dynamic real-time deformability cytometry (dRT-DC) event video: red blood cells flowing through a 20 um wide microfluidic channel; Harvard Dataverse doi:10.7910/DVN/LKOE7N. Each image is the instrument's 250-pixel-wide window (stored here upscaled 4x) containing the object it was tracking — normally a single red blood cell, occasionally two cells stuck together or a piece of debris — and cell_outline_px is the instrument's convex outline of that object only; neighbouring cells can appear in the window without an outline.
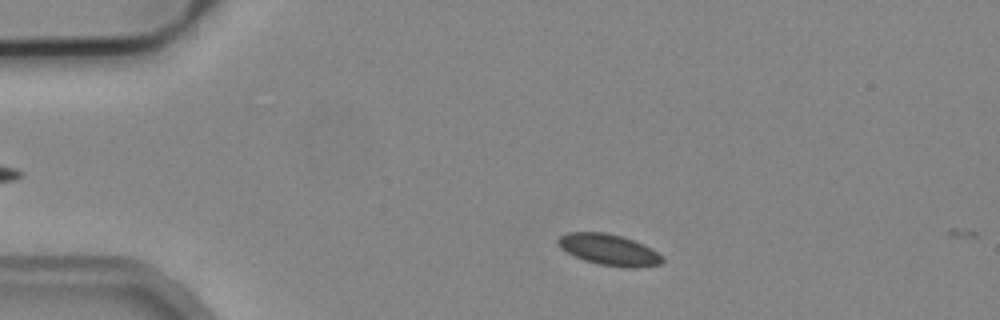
{"species": "common noctule bat (a hibernating species)", "species_latin": "Nyctalus noctula", "temperature_condition": "cold", "stored_images_in_passage": 8, "camera_frame_rate_fps": 3000, "um_per_image_px": 0.085, "animal": {"sex": "male", "body_mass_g": 19.2, "forearm_length_mm": 51.8}, "frame": {"image": 1, "passage_image": 6, "time_ms": 1.667, "image_size_px": [1000, 320], "cell_outline_px": [[664, 260], [660, 264], [636, 268], [628, 268], [600, 264], [584, 260], [560, 248], [556, 240], [560, 236], [568, 232], [604, 232], [624, 236], [644, 244], [652, 248], [664, 256]], "centroid_in_image_um": [51.81, 21.22], "position_along_channel_um": 33.2, "area_um2": 19.07}}